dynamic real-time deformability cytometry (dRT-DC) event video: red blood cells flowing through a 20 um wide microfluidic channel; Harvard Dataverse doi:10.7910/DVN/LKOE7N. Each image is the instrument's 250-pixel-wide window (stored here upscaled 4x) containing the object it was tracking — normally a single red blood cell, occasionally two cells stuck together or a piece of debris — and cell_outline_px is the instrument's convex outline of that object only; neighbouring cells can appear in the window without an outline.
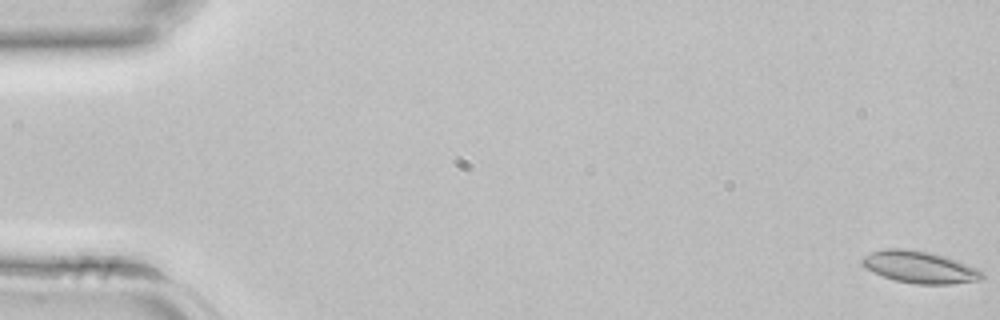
{"species": "common noctule bat (a hibernating species)", "species_latin": "Nyctalus noctula", "temperature_condition": "room temperature", "stored_images_in_passage": 43, "camera_frame_rate_fps": 3000, "um_per_image_px": 0.085, "animal": {"sex": "female", "body_mass_g": 22.7, "forearm_length_mm": 54.2}, "frame": {"image": 1, "passage_image": 1, "time_ms": 0.0, "image_size_px": [1000, 320], "cell_outline_px": [[984, 276], [976, 280], [952, 284], [916, 284], [896, 280], [872, 272], [860, 264], [860, 260], [864, 256], [872, 252], [884, 248], [908, 248], [932, 252], [980, 268], [984, 272]], "centroid_in_image_um": [78.16, 22.68], "position_along_channel_um": 6.8, "area_um2": 22.54}}
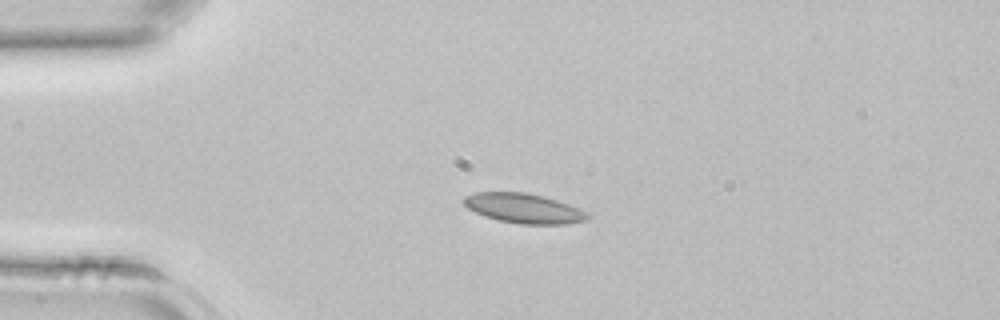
{"frame": {"image": 2, "passage_image": 11, "time_ms": 3.333, "image_size_px": [1000, 320], "cell_outline_px": [[588, 220], [564, 224], [520, 224], [500, 220], [484, 216], [468, 208], [464, 204], [464, 196], [472, 192], [528, 192], [544, 196], [568, 204], [588, 212]], "centroid_in_image_um": [44.51, 17.7], "position_along_channel_um": 40.5, "area_um2": 21.39}}
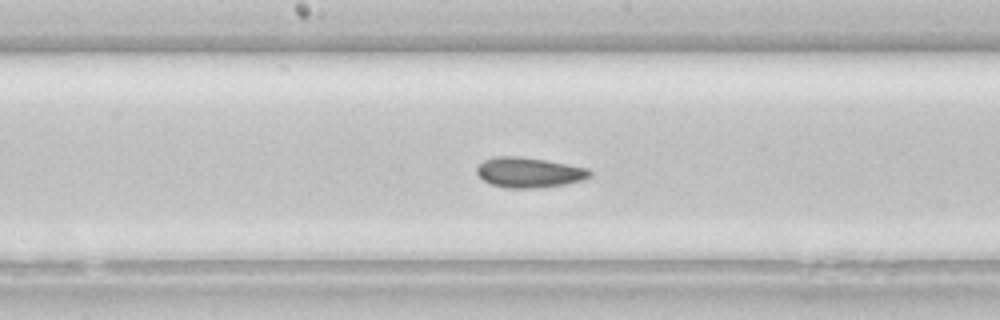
{"frame": {"image": 3, "passage_image": 23, "time_ms": 7.333, "image_size_px": [1000, 320], "cell_outline_px": [[592, 176], [584, 180], [564, 184], [536, 188], [508, 188], [492, 184], [484, 180], [476, 172], [476, 168], [484, 160], [492, 156], [520, 156], [544, 160], [588, 168], [592, 172]], "centroid_in_image_um": [44.98, 14.65], "position_along_channel_um": 203.2, "area_um2": 19.83}}